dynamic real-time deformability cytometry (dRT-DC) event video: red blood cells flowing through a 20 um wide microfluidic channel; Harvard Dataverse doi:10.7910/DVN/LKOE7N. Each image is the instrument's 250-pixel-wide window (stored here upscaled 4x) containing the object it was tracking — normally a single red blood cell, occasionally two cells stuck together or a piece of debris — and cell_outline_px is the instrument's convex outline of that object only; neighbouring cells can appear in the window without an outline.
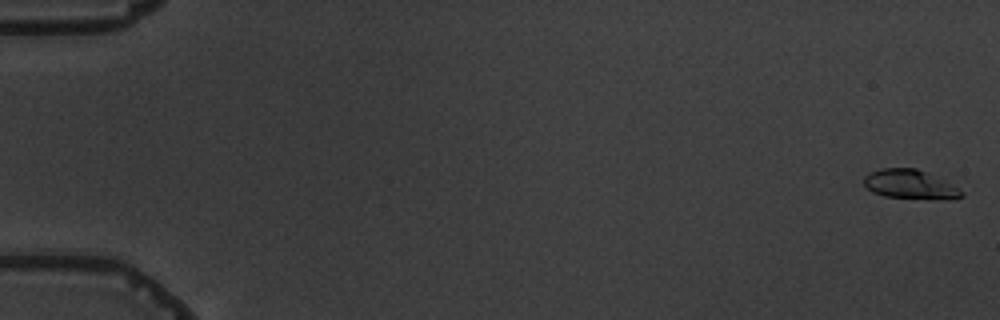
{"species": "common noctule bat (a hibernating species)", "species_latin": "Nyctalus noctula", "temperature_condition": "warm", "stored_images_in_passage": 6, "camera_frame_rate_fps": 3000, "um_per_image_px": 0.085, "animal": {"sex": "male", "body_mass_g": 19.5, "forearm_length_mm": 54.6}, "frame": {"image": 1, "passage_image": 1, "time_ms": 0.0, "image_size_px": [1000, 320], "cell_outline_px": [[964, 196], [944, 200], [884, 196], [872, 192], [864, 184], [864, 176], [868, 172], [880, 168], [916, 168], [944, 180], [960, 188], [964, 192]], "centroid_in_image_um": [77.36, 15.67], "position_along_channel_um": 7.6, "area_um2": 16.7}}
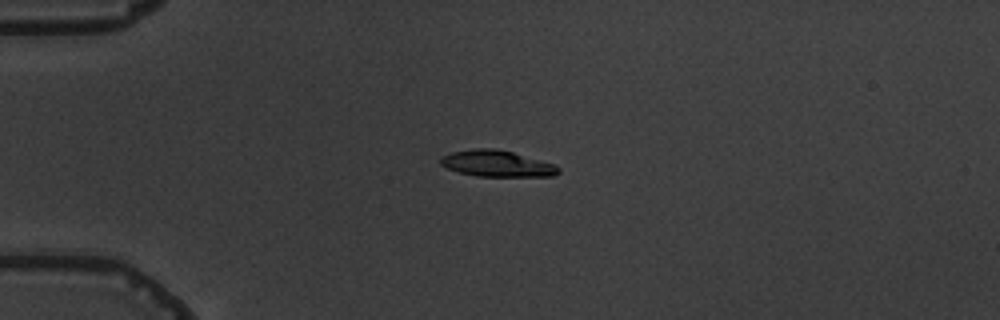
{"frame": {"image": 2, "passage_image": 5, "time_ms": 4.667, "image_size_px": [1000, 320], "cell_outline_px": [[560, 172], [552, 176], [476, 176], [460, 172], [448, 168], [440, 164], [440, 156], [452, 152], [476, 148], [496, 148], [512, 152], [556, 164], [560, 168]], "centroid_in_image_um": [42.25, 13.9], "position_along_channel_um": 42.8, "area_um2": 18.03}}